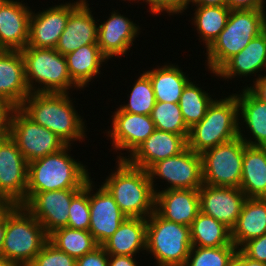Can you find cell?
<instances>
[{"label":"cell","mask_w":266,"mask_h":266,"mask_svg":"<svg viewBox=\"0 0 266 266\" xmlns=\"http://www.w3.org/2000/svg\"><path fill=\"white\" fill-rule=\"evenodd\" d=\"M155 211L168 221L190 227L200 212L199 189H162L155 193Z\"/></svg>","instance_id":"7402d4cb"},{"label":"cell","mask_w":266,"mask_h":266,"mask_svg":"<svg viewBox=\"0 0 266 266\" xmlns=\"http://www.w3.org/2000/svg\"><path fill=\"white\" fill-rule=\"evenodd\" d=\"M150 117L158 130L189 135L190 129L184 122L178 103L156 102Z\"/></svg>","instance_id":"d590c367"},{"label":"cell","mask_w":266,"mask_h":266,"mask_svg":"<svg viewBox=\"0 0 266 266\" xmlns=\"http://www.w3.org/2000/svg\"><path fill=\"white\" fill-rule=\"evenodd\" d=\"M194 7L192 25L196 28L198 40L207 49L220 32L225 28L231 10L227 6H199Z\"/></svg>","instance_id":"1f68e13d"},{"label":"cell","mask_w":266,"mask_h":266,"mask_svg":"<svg viewBox=\"0 0 266 266\" xmlns=\"http://www.w3.org/2000/svg\"><path fill=\"white\" fill-rule=\"evenodd\" d=\"M239 250L251 260L266 263V233L248 240Z\"/></svg>","instance_id":"60d3db41"},{"label":"cell","mask_w":266,"mask_h":266,"mask_svg":"<svg viewBox=\"0 0 266 266\" xmlns=\"http://www.w3.org/2000/svg\"><path fill=\"white\" fill-rule=\"evenodd\" d=\"M247 196L240 188L202 185L199 188L200 212L223 223L230 230L239 218Z\"/></svg>","instance_id":"e0dca14e"},{"label":"cell","mask_w":266,"mask_h":266,"mask_svg":"<svg viewBox=\"0 0 266 266\" xmlns=\"http://www.w3.org/2000/svg\"><path fill=\"white\" fill-rule=\"evenodd\" d=\"M108 19L98 23L97 45L103 55L109 60L112 57L120 58L130 52L134 41L140 35V26L121 15L118 10H112Z\"/></svg>","instance_id":"ac0fdd59"},{"label":"cell","mask_w":266,"mask_h":266,"mask_svg":"<svg viewBox=\"0 0 266 266\" xmlns=\"http://www.w3.org/2000/svg\"><path fill=\"white\" fill-rule=\"evenodd\" d=\"M189 81L179 99V107L187 127L190 129L205 116L208 106L213 102V94L208 93L196 83Z\"/></svg>","instance_id":"d6a6232c"},{"label":"cell","mask_w":266,"mask_h":266,"mask_svg":"<svg viewBox=\"0 0 266 266\" xmlns=\"http://www.w3.org/2000/svg\"><path fill=\"white\" fill-rule=\"evenodd\" d=\"M49 235L23 206L13 205L6 213V230L0 257L28 266L48 241Z\"/></svg>","instance_id":"277c9868"},{"label":"cell","mask_w":266,"mask_h":266,"mask_svg":"<svg viewBox=\"0 0 266 266\" xmlns=\"http://www.w3.org/2000/svg\"><path fill=\"white\" fill-rule=\"evenodd\" d=\"M30 93L21 51L0 50V99L19 108Z\"/></svg>","instance_id":"44dd1931"},{"label":"cell","mask_w":266,"mask_h":266,"mask_svg":"<svg viewBox=\"0 0 266 266\" xmlns=\"http://www.w3.org/2000/svg\"><path fill=\"white\" fill-rule=\"evenodd\" d=\"M93 179L95 178L89 179V232L96 243L102 245L117 231L126 216L102 185H99V188L95 187L97 185H94ZM94 190L96 191L94 192Z\"/></svg>","instance_id":"2e32d148"},{"label":"cell","mask_w":266,"mask_h":266,"mask_svg":"<svg viewBox=\"0 0 266 266\" xmlns=\"http://www.w3.org/2000/svg\"><path fill=\"white\" fill-rule=\"evenodd\" d=\"M28 163L7 134L0 141V195L13 205L26 202Z\"/></svg>","instance_id":"7c38bea8"},{"label":"cell","mask_w":266,"mask_h":266,"mask_svg":"<svg viewBox=\"0 0 266 266\" xmlns=\"http://www.w3.org/2000/svg\"><path fill=\"white\" fill-rule=\"evenodd\" d=\"M65 58L70 77L80 91L89 87V82L102 74L101 67L108 62L97 44L79 47L66 54Z\"/></svg>","instance_id":"4316f807"},{"label":"cell","mask_w":266,"mask_h":266,"mask_svg":"<svg viewBox=\"0 0 266 266\" xmlns=\"http://www.w3.org/2000/svg\"><path fill=\"white\" fill-rule=\"evenodd\" d=\"M89 3H81L70 15L55 49L62 55L89 44H97L98 20Z\"/></svg>","instance_id":"cb8c5ba5"},{"label":"cell","mask_w":266,"mask_h":266,"mask_svg":"<svg viewBox=\"0 0 266 266\" xmlns=\"http://www.w3.org/2000/svg\"><path fill=\"white\" fill-rule=\"evenodd\" d=\"M264 0H227L226 4L230 10H254L259 9Z\"/></svg>","instance_id":"ee69618b"},{"label":"cell","mask_w":266,"mask_h":266,"mask_svg":"<svg viewBox=\"0 0 266 266\" xmlns=\"http://www.w3.org/2000/svg\"><path fill=\"white\" fill-rule=\"evenodd\" d=\"M22 0H6L0 7V50L21 51L29 41L32 8Z\"/></svg>","instance_id":"d6986e66"},{"label":"cell","mask_w":266,"mask_h":266,"mask_svg":"<svg viewBox=\"0 0 266 266\" xmlns=\"http://www.w3.org/2000/svg\"><path fill=\"white\" fill-rule=\"evenodd\" d=\"M266 1L264 0V2L260 5L259 7V12H260V17H261V31L262 33L266 34Z\"/></svg>","instance_id":"f907efd6"},{"label":"cell","mask_w":266,"mask_h":266,"mask_svg":"<svg viewBox=\"0 0 266 266\" xmlns=\"http://www.w3.org/2000/svg\"><path fill=\"white\" fill-rule=\"evenodd\" d=\"M71 96L70 93L31 92L19 108L34 122L56 134L67 145H73V142L80 143L88 138L86 135L88 129L86 121L75 109L74 99L70 98Z\"/></svg>","instance_id":"6da1fadb"},{"label":"cell","mask_w":266,"mask_h":266,"mask_svg":"<svg viewBox=\"0 0 266 266\" xmlns=\"http://www.w3.org/2000/svg\"><path fill=\"white\" fill-rule=\"evenodd\" d=\"M21 53L30 92L69 93L75 89L80 91L70 77L65 56L55 48L25 47Z\"/></svg>","instance_id":"8992f818"},{"label":"cell","mask_w":266,"mask_h":266,"mask_svg":"<svg viewBox=\"0 0 266 266\" xmlns=\"http://www.w3.org/2000/svg\"><path fill=\"white\" fill-rule=\"evenodd\" d=\"M81 189H62L34 193L23 206L37 219L49 235L66 227L72 198Z\"/></svg>","instance_id":"9a60e30c"},{"label":"cell","mask_w":266,"mask_h":266,"mask_svg":"<svg viewBox=\"0 0 266 266\" xmlns=\"http://www.w3.org/2000/svg\"><path fill=\"white\" fill-rule=\"evenodd\" d=\"M13 207V204L0 195V219Z\"/></svg>","instance_id":"681fc988"},{"label":"cell","mask_w":266,"mask_h":266,"mask_svg":"<svg viewBox=\"0 0 266 266\" xmlns=\"http://www.w3.org/2000/svg\"><path fill=\"white\" fill-rule=\"evenodd\" d=\"M6 0H0V7Z\"/></svg>","instance_id":"9f6ffc18"},{"label":"cell","mask_w":266,"mask_h":266,"mask_svg":"<svg viewBox=\"0 0 266 266\" xmlns=\"http://www.w3.org/2000/svg\"><path fill=\"white\" fill-rule=\"evenodd\" d=\"M246 143L238 136L201 154L203 184L239 188Z\"/></svg>","instance_id":"30bf717a"},{"label":"cell","mask_w":266,"mask_h":266,"mask_svg":"<svg viewBox=\"0 0 266 266\" xmlns=\"http://www.w3.org/2000/svg\"><path fill=\"white\" fill-rule=\"evenodd\" d=\"M192 246H235L231 241V230L213 217L199 212L190 226Z\"/></svg>","instance_id":"4dcf8cb0"},{"label":"cell","mask_w":266,"mask_h":266,"mask_svg":"<svg viewBox=\"0 0 266 266\" xmlns=\"http://www.w3.org/2000/svg\"><path fill=\"white\" fill-rule=\"evenodd\" d=\"M147 171L155 193L160 191L157 179L165 180L168 186L164 190L199 189L203 185L201 154L188 146L175 156L157 161Z\"/></svg>","instance_id":"8fae6325"},{"label":"cell","mask_w":266,"mask_h":266,"mask_svg":"<svg viewBox=\"0 0 266 266\" xmlns=\"http://www.w3.org/2000/svg\"><path fill=\"white\" fill-rule=\"evenodd\" d=\"M261 31L259 9L231 10L225 28L206 50V69L216 72L229 58L242 51Z\"/></svg>","instance_id":"52a82bcc"},{"label":"cell","mask_w":266,"mask_h":266,"mask_svg":"<svg viewBox=\"0 0 266 266\" xmlns=\"http://www.w3.org/2000/svg\"><path fill=\"white\" fill-rule=\"evenodd\" d=\"M11 109L0 99V141L8 134V120Z\"/></svg>","instance_id":"f6af8a7d"},{"label":"cell","mask_w":266,"mask_h":266,"mask_svg":"<svg viewBox=\"0 0 266 266\" xmlns=\"http://www.w3.org/2000/svg\"><path fill=\"white\" fill-rule=\"evenodd\" d=\"M122 1H126V0H122ZM127 1H132V3L135 1L136 3H138V2H140V1H142V0H127Z\"/></svg>","instance_id":"11a10c76"},{"label":"cell","mask_w":266,"mask_h":266,"mask_svg":"<svg viewBox=\"0 0 266 266\" xmlns=\"http://www.w3.org/2000/svg\"><path fill=\"white\" fill-rule=\"evenodd\" d=\"M68 215L69 219L66 227L89 231V180L85 183L84 187L72 198Z\"/></svg>","instance_id":"74e56055"},{"label":"cell","mask_w":266,"mask_h":266,"mask_svg":"<svg viewBox=\"0 0 266 266\" xmlns=\"http://www.w3.org/2000/svg\"><path fill=\"white\" fill-rule=\"evenodd\" d=\"M237 250L236 246H192L184 266H228Z\"/></svg>","instance_id":"8d00e7d4"},{"label":"cell","mask_w":266,"mask_h":266,"mask_svg":"<svg viewBox=\"0 0 266 266\" xmlns=\"http://www.w3.org/2000/svg\"><path fill=\"white\" fill-rule=\"evenodd\" d=\"M228 266H243L235 257L232 261L228 264Z\"/></svg>","instance_id":"db71d44e"},{"label":"cell","mask_w":266,"mask_h":266,"mask_svg":"<svg viewBox=\"0 0 266 266\" xmlns=\"http://www.w3.org/2000/svg\"><path fill=\"white\" fill-rule=\"evenodd\" d=\"M147 221L144 218H128L103 244L108 254L137 256L146 251Z\"/></svg>","instance_id":"484cf974"},{"label":"cell","mask_w":266,"mask_h":266,"mask_svg":"<svg viewBox=\"0 0 266 266\" xmlns=\"http://www.w3.org/2000/svg\"><path fill=\"white\" fill-rule=\"evenodd\" d=\"M127 104L119 108L128 113L150 115L155 106V95L149 76L143 71L132 85Z\"/></svg>","instance_id":"e575fe53"},{"label":"cell","mask_w":266,"mask_h":266,"mask_svg":"<svg viewBox=\"0 0 266 266\" xmlns=\"http://www.w3.org/2000/svg\"><path fill=\"white\" fill-rule=\"evenodd\" d=\"M5 230H6V214L0 219V253L4 242Z\"/></svg>","instance_id":"816d5d0a"},{"label":"cell","mask_w":266,"mask_h":266,"mask_svg":"<svg viewBox=\"0 0 266 266\" xmlns=\"http://www.w3.org/2000/svg\"><path fill=\"white\" fill-rule=\"evenodd\" d=\"M227 0H191V5L199 6H227Z\"/></svg>","instance_id":"c3c4849f"},{"label":"cell","mask_w":266,"mask_h":266,"mask_svg":"<svg viewBox=\"0 0 266 266\" xmlns=\"http://www.w3.org/2000/svg\"><path fill=\"white\" fill-rule=\"evenodd\" d=\"M72 145L28 163L26 201L37 192L82 189L91 178L87 165L69 152Z\"/></svg>","instance_id":"7a4b0ae2"},{"label":"cell","mask_w":266,"mask_h":266,"mask_svg":"<svg viewBox=\"0 0 266 266\" xmlns=\"http://www.w3.org/2000/svg\"><path fill=\"white\" fill-rule=\"evenodd\" d=\"M148 5V9L152 15H159L166 13L170 17L171 15H182L185 10L189 9L188 5L191 4V0H142V3Z\"/></svg>","instance_id":"ab89813d"},{"label":"cell","mask_w":266,"mask_h":266,"mask_svg":"<svg viewBox=\"0 0 266 266\" xmlns=\"http://www.w3.org/2000/svg\"><path fill=\"white\" fill-rule=\"evenodd\" d=\"M235 258L243 265V266H266V263L254 261L246 257L239 249L235 254Z\"/></svg>","instance_id":"7dc6e473"},{"label":"cell","mask_w":266,"mask_h":266,"mask_svg":"<svg viewBox=\"0 0 266 266\" xmlns=\"http://www.w3.org/2000/svg\"><path fill=\"white\" fill-rule=\"evenodd\" d=\"M59 250L74 259L81 258L98 246L89 231L61 227L49 234L48 239Z\"/></svg>","instance_id":"836d02e7"},{"label":"cell","mask_w":266,"mask_h":266,"mask_svg":"<svg viewBox=\"0 0 266 266\" xmlns=\"http://www.w3.org/2000/svg\"><path fill=\"white\" fill-rule=\"evenodd\" d=\"M239 188L247 198H266V147L245 145Z\"/></svg>","instance_id":"f1b7e54d"},{"label":"cell","mask_w":266,"mask_h":266,"mask_svg":"<svg viewBox=\"0 0 266 266\" xmlns=\"http://www.w3.org/2000/svg\"><path fill=\"white\" fill-rule=\"evenodd\" d=\"M0 266H18L16 263L0 257Z\"/></svg>","instance_id":"f5cc1de1"},{"label":"cell","mask_w":266,"mask_h":266,"mask_svg":"<svg viewBox=\"0 0 266 266\" xmlns=\"http://www.w3.org/2000/svg\"><path fill=\"white\" fill-rule=\"evenodd\" d=\"M112 114V126L105 131L114 152L120 151L116 160H125L127 153L130 156L155 131V124L150 115L124 112L119 107ZM122 151L127 153L124 155Z\"/></svg>","instance_id":"5bb4252c"},{"label":"cell","mask_w":266,"mask_h":266,"mask_svg":"<svg viewBox=\"0 0 266 266\" xmlns=\"http://www.w3.org/2000/svg\"><path fill=\"white\" fill-rule=\"evenodd\" d=\"M216 99L208 106L204 118L190 128L187 146L197 154L239 136L238 102L234 93Z\"/></svg>","instance_id":"5b68a950"},{"label":"cell","mask_w":266,"mask_h":266,"mask_svg":"<svg viewBox=\"0 0 266 266\" xmlns=\"http://www.w3.org/2000/svg\"><path fill=\"white\" fill-rule=\"evenodd\" d=\"M146 253L156 266H184L192 247L190 227L168 221L156 211L147 218Z\"/></svg>","instance_id":"ba28073f"},{"label":"cell","mask_w":266,"mask_h":266,"mask_svg":"<svg viewBox=\"0 0 266 266\" xmlns=\"http://www.w3.org/2000/svg\"><path fill=\"white\" fill-rule=\"evenodd\" d=\"M188 136L155 129L125 160L134 167L148 170L157 161L182 152L187 147Z\"/></svg>","instance_id":"ffe728a7"},{"label":"cell","mask_w":266,"mask_h":266,"mask_svg":"<svg viewBox=\"0 0 266 266\" xmlns=\"http://www.w3.org/2000/svg\"><path fill=\"white\" fill-rule=\"evenodd\" d=\"M109 266H140L136 256L109 254Z\"/></svg>","instance_id":"bcb514c9"},{"label":"cell","mask_w":266,"mask_h":266,"mask_svg":"<svg viewBox=\"0 0 266 266\" xmlns=\"http://www.w3.org/2000/svg\"><path fill=\"white\" fill-rule=\"evenodd\" d=\"M8 135L15 141L27 163L63 149L67 144L49 129L40 126L20 108H12Z\"/></svg>","instance_id":"9c48e42d"},{"label":"cell","mask_w":266,"mask_h":266,"mask_svg":"<svg viewBox=\"0 0 266 266\" xmlns=\"http://www.w3.org/2000/svg\"><path fill=\"white\" fill-rule=\"evenodd\" d=\"M264 70L266 72V34L261 33L242 51L229 58L216 72L210 73L228 81L235 77L250 78L254 75L259 78L263 75L260 72Z\"/></svg>","instance_id":"603a6c76"},{"label":"cell","mask_w":266,"mask_h":266,"mask_svg":"<svg viewBox=\"0 0 266 266\" xmlns=\"http://www.w3.org/2000/svg\"><path fill=\"white\" fill-rule=\"evenodd\" d=\"M246 88L259 100L266 103V75L263 74L259 78H253V85Z\"/></svg>","instance_id":"7bdbcfd3"},{"label":"cell","mask_w":266,"mask_h":266,"mask_svg":"<svg viewBox=\"0 0 266 266\" xmlns=\"http://www.w3.org/2000/svg\"><path fill=\"white\" fill-rule=\"evenodd\" d=\"M266 233V198H247L236 224L231 229V241L239 249L248 240Z\"/></svg>","instance_id":"83f0119b"},{"label":"cell","mask_w":266,"mask_h":266,"mask_svg":"<svg viewBox=\"0 0 266 266\" xmlns=\"http://www.w3.org/2000/svg\"><path fill=\"white\" fill-rule=\"evenodd\" d=\"M144 72L150 78L156 102L178 103L184 87L191 79L178 64H170L169 61Z\"/></svg>","instance_id":"f546056e"},{"label":"cell","mask_w":266,"mask_h":266,"mask_svg":"<svg viewBox=\"0 0 266 266\" xmlns=\"http://www.w3.org/2000/svg\"><path fill=\"white\" fill-rule=\"evenodd\" d=\"M234 94L238 102L239 137L247 145L266 147V103L256 98L245 86L240 93ZM242 125L251 135H245Z\"/></svg>","instance_id":"d4e9b609"},{"label":"cell","mask_w":266,"mask_h":266,"mask_svg":"<svg viewBox=\"0 0 266 266\" xmlns=\"http://www.w3.org/2000/svg\"><path fill=\"white\" fill-rule=\"evenodd\" d=\"M87 0H77L52 5L42 11L31 12L29 19V41L26 47L55 48L64 31L69 15Z\"/></svg>","instance_id":"4fadbf2b"},{"label":"cell","mask_w":266,"mask_h":266,"mask_svg":"<svg viewBox=\"0 0 266 266\" xmlns=\"http://www.w3.org/2000/svg\"><path fill=\"white\" fill-rule=\"evenodd\" d=\"M76 266H109V254L102 245H98L76 260Z\"/></svg>","instance_id":"b9f144b4"},{"label":"cell","mask_w":266,"mask_h":266,"mask_svg":"<svg viewBox=\"0 0 266 266\" xmlns=\"http://www.w3.org/2000/svg\"><path fill=\"white\" fill-rule=\"evenodd\" d=\"M28 266H76V259L48 240Z\"/></svg>","instance_id":"f35d334b"},{"label":"cell","mask_w":266,"mask_h":266,"mask_svg":"<svg viewBox=\"0 0 266 266\" xmlns=\"http://www.w3.org/2000/svg\"><path fill=\"white\" fill-rule=\"evenodd\" d=\"M116 161V169L101 185L126 217L146 219L155 211V192L148 171L134 167L126 160Z\"/></svg>","instance_id":"3957f363"}]
</instances>
